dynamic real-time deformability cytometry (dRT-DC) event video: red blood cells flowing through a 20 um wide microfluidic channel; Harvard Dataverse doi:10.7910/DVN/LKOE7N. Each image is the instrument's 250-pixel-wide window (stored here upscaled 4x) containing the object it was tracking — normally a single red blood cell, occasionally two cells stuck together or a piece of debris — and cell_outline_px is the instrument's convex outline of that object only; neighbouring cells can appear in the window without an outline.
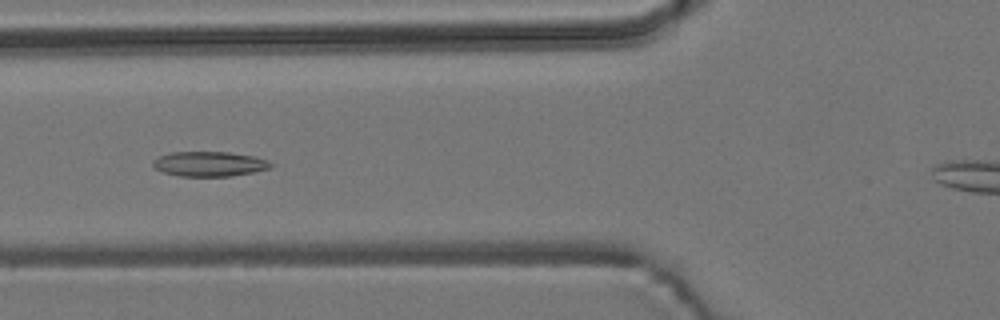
{"species": "common noctule bat (a hibernating species)", "species_latin": "Nyctalus noctula", "temperature_condition": "room temperature", "stored_images_in_passage": 54, "camera_frame_rate_fps": 3000, "um_per_image_px": 0.085, "animal": {"sex": "male", "body_mass_g": 19.2, "forearm_length_mm": 51.8}, "frame": {"image": 1, "passage_image": 19, "time_ms": 6.0, "image_size_px": [1000, 320], "cell_outline_px": [[272, 168], [232, 176], [180, 176], [164, 172], [156, 168], [152, 164], [152, 160], [160, 156], [172, 152], [228, 152], [252, 156], [268, 160], [272, 164]], "centroid_in_image_um": [17.8, 13.93], "position_along_channel_um": 108.0, "area_um2": 16.94}}
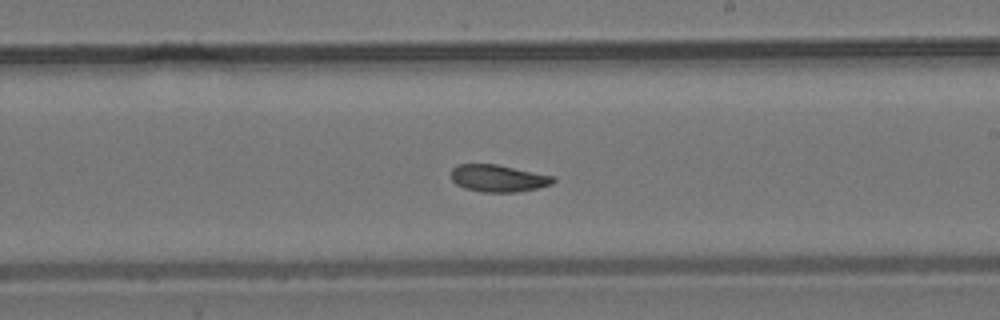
{"frame": {"image": 2, "passage_image": 30, "time_ms": 9.667, "image_size_px": [1000, 320], "cell_outline_px": [[556, 180], [552, 184], [536, 188], [516, 192], [484, 192], [464, 188], [456, 184], [452, 180], [452, 168], [456, 164], [496, 164], [556, 176]], "centroid_in_image_um": [42.36, 15.15], "position_along_channel_um": 246.6, "area_um2": 16.18}}
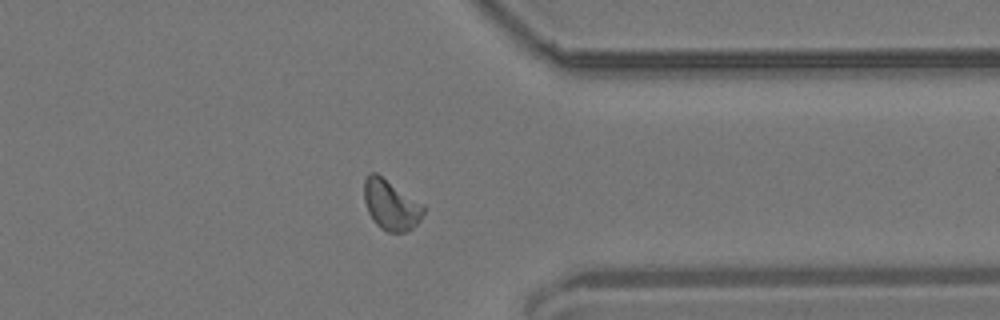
{"frame": {"image": 3, "passage_image": 41, "time_ms": 13.333, "image_size_px": [1000, 320], "cell_outline_px": [[424, 212], [420, 220], [412, 228], [404, 232], [388, 232], [380, 228], [376, 224], [368, 212], [364, 200], [364, 180], [368, 172], [376, 172], [424, 204]], "centroid_in_image_um": [33.22, 17.4], "position_along_channel_um": 378.2, "area_um2": 17.46}, "authors_computed_cell_mechanics": {"area_um2": 17.0221, "velocity_mm_per_s": 3.7835, "shape_relaxation_time_tau1_ms": null, "shape_relaxation_time_tau2_ms": 4.2391, "deformation_change_tau1": null, "deformation_change_tau2": 0.0898}}